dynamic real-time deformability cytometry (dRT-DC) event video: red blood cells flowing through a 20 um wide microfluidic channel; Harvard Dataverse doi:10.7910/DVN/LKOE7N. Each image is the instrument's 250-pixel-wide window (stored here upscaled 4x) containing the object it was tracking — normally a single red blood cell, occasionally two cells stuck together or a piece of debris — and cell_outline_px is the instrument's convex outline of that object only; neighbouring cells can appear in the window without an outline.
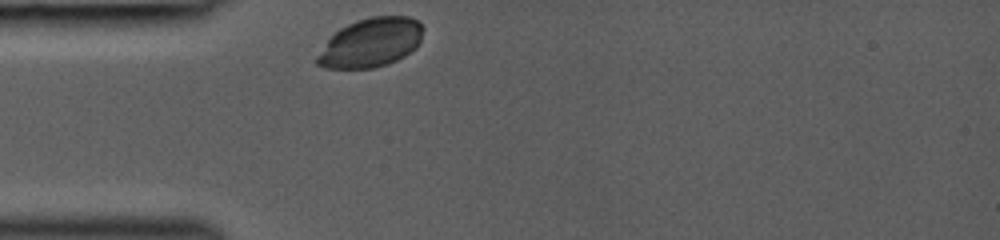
{"species": "common noctule bat (a hibernating species)", "species_latin": "Nyctalus noctula", "temperature_condition": "room temperature", "stored_images_in_passage": 27, "camera_frame_rate_fps": 3000, "um_per_image_px": 0.085, "animal": {"sex": "female", "body_mass_g": 19.0, "forearm_length_mm": 53.3}, "frame": {"image": 1, "passage_image": 1, "time_ms": 0.0, "image_size_px": [1000, 240], "cell_outline_px": [[424, 28], [420, 40], [416, 48], [404, 56], [388, 64], [372, 68], [324, 68], [316, 64], [316, 56], [328, 40], [340, 28], [356, 20], [372, 16], [408, 16], [416, 20]], "centroid_in_image_um": [31.52, 3.63], "position_along_channel_um": 53.5, "area_um2": 30.17}}
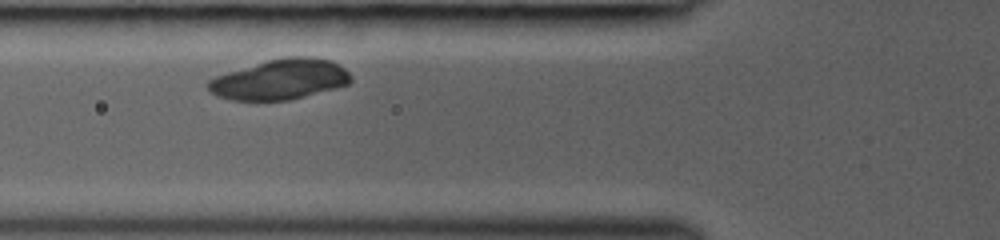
{"frame": {"image": 2, "passage_image": 5, "time_ms": 1.333, "image_size_px": [1000, 240], "cell_outline_px": [[352, 80], [348, 84], [336, 88], [288, 100], [232, 100], [216, 96], [208, 92], [208, 80], [216, 76], [228, 72], [268, 60], [284, 56], [312, 56], [332, 60], [344, 68], [352, 76]], "centroid_in_image_um": [23.82, 6.74], "position_along_channel_um": 102.0, "area_um2": 33.52}}